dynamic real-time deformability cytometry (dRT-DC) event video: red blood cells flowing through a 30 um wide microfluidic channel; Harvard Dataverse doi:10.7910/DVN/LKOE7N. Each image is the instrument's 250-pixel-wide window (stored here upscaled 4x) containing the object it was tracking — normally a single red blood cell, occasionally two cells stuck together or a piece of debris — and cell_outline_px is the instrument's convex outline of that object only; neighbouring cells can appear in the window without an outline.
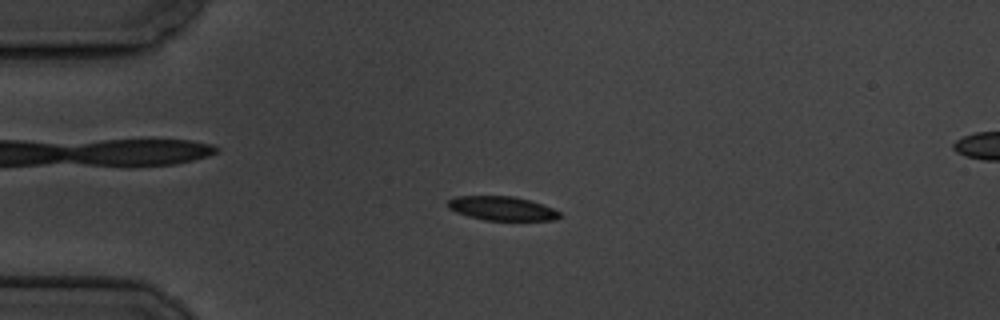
{"species": "common noctule bat (a hibernating species)", "species_latin": "Nyctalus noctula", "temperature_condition": "cold", "stored_images_in_passage": 58, "camera_frame_rate_fps": 3000, "um_per_image_px": 0.085, "animal": {"sex": "male", "body_mass_g": 19.5, "forearm_length_mm": 54.6}, "frame": {"image": 1, "passage_image": 14, "time_ms": 4.333, "image_size_px": [1000, 320], "cell_outline_px": [[564, 216], [556, 220], [484, 220], [468, 216], [456, 212], [448, 208], [448, 200], [456, 196], [512, 196], [528, 200], [552, 208], [560, 212]], "centroid_in_image_um": [42.68, 17.72], "position_along_channel_um": 42.3, "area_um2": 15.61}}
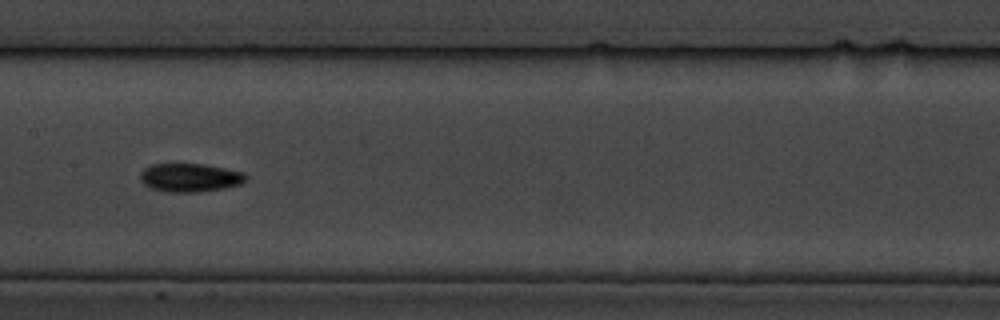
{"frame": {"image": 2, "passage_image": 29, "time_ms": 9.333, "image_size_px": [1000, 320], "cell_outline_px": [[248, 180], [240, 184], [224, 188], [196, 192], [168, 192], [152, 188], [144, 184], [140, 180], [140, 172], [144, 168], [152, 164], [204, 164], [244, 172], [248, 176]], "centroid_in_image_um": [16.16, 15.09], "position_along_channel_um": 191.2, "area_um2": 17.57}}
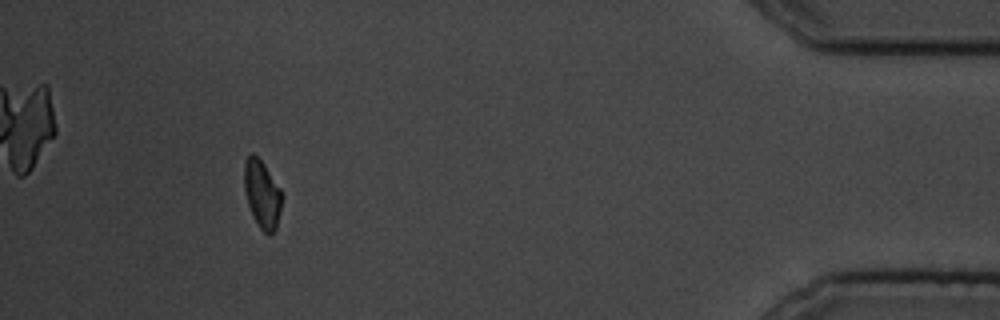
{"frame": {"image": 3, "passage_image": 53, "time_ms": 17.333, "image_size_px": [1000, 320], "cell_outline_px": [[280, 212], [276, 228], [268, 236], [260, 228], [248, 204], [244, 188], [244, 160], [252, 152], [264, 164], [280, 188]], "centroid_in_image_um": [22.25, 16.47], "position_along_channel_um": 412.9, "area_um2": 14.51}, "authors_computed_cell_mechanics": {"area_um2": 16.0106, "velocity_mm_per_s": 3.4848, "shape_relaxation_time_tau1_ms": 2.9467, "shape_relaxation_time_tau2_ms": null, "deformation_change_tau1": 0.0903, "deformation_change_tau2": null}}